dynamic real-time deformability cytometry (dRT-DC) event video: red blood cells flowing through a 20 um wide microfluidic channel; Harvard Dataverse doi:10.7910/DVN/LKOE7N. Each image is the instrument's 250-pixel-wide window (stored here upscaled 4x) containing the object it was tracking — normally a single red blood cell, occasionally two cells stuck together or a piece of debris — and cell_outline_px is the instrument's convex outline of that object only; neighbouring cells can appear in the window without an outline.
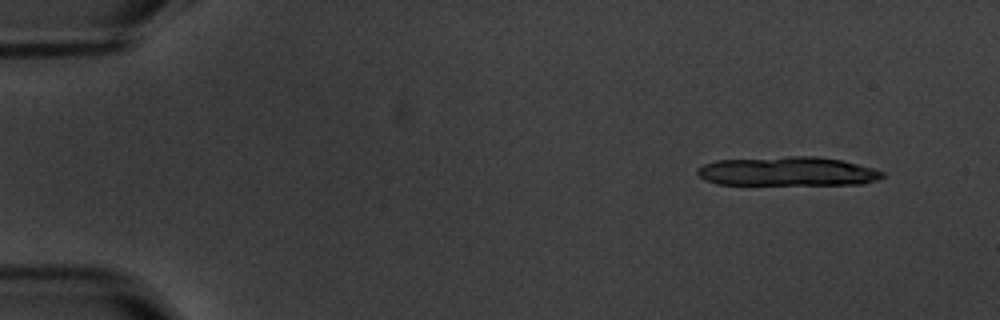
{"species": "common noctule bat (a hibernating species)", "species_latin": "Nyctalus noctula", "temperature_condition": "warm", "stored_images_in_passage": 6, "camera_frame_rate_fps": 3000, "um_per_image_px": 0.085, "animal": {"sex": "male", "body_mass_g": 20.1, "forearm_length_mm": 53.5}, "frame": {"image": 1, "passage_image": 1, "time_ms": 0.0, "image_size_px": [1000, 320], "cell_outline_px": [[884, 176], [876, 180], [860, 184], [716, 184], [704, 180], [696, 172], [696, 168], [704, 164], [716, 160], [788, 156], [816, 156], [840, 160], [872, 168], [884, 172]], "centroid_in_image_um": [66.89, 14.56], "position_along_channel_um": 18.1, "area_um2": 31.27}}
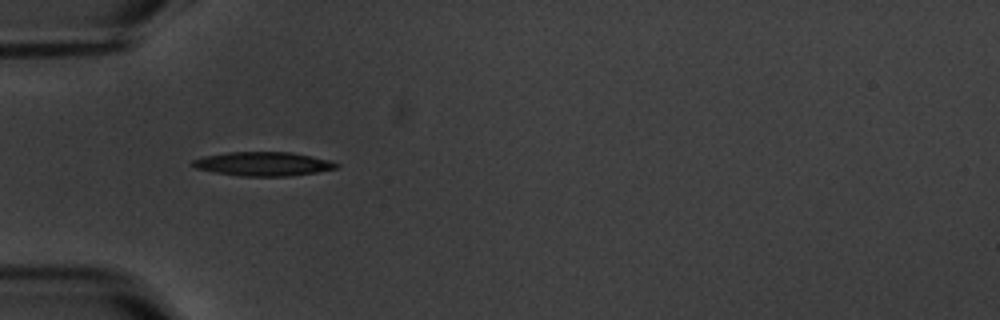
{"frame": {"image": 2, "passage_image": 5, "time_ms": 4.667, "image_size_px": [1000, 320], "cell_outline_px": [[340, 164], [336, 168], [316, 172], [288, 176], [240, 176], [216, 172], [196, 168], [192, 164], [192, 160], [204, 156], [228, 152], [288, 152], [328, 160]], "centroid_in_image_um": [22.34, 13.93], "position_along_channel_um": 62.7, "area_um2": 19.71}}